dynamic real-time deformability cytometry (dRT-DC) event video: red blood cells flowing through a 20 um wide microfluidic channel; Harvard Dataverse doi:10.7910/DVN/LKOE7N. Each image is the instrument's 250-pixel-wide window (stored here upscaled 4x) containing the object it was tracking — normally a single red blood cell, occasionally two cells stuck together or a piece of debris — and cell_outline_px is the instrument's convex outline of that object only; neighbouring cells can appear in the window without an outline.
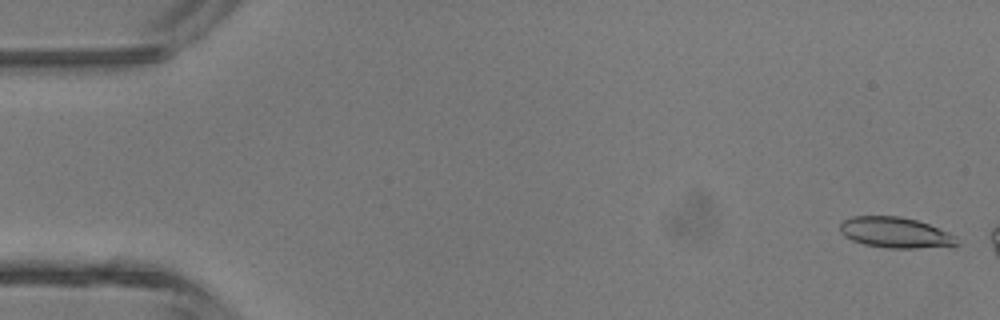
{"species": "common noctule bat (a hibernating species)", "species_latin": "Nyctalus noctula", "temperature_condition": "room temperature", "stored_images_in_passage": 3, "camera_frame_rate_fps": 3000, "um_per_image_px": 0.085, "animal": {"sex": "male", "body_mass_g": 13.3}, "frame": {"image": 1, "passage_image": 1, "time_ms": 0.0, "image_size_px": [1000, 320], "cell_outline_px": [[960, 244], [952, 248], [888, 248], [864, 244], [852, 240], [844, 236], [840, 232], [840, 224], [844, 220], [852, 216], [900, 216], [916, 220], [928, 224], [948, 232], [956, 236]], "centroid_in_image_um": [76.17, 19.79], "position_along_channel_um": 8.8, "area_um2": 21.27}}